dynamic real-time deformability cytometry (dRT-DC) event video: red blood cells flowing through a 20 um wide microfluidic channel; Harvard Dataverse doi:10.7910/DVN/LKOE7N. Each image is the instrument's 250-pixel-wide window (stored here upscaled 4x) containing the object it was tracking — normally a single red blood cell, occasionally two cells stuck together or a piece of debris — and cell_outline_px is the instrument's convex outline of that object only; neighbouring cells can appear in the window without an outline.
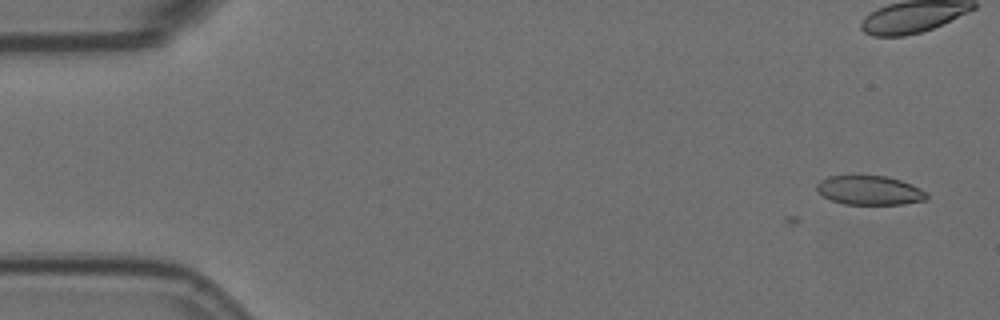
{"species": "Egyptian fruit bat (a non-hibernating species)", "species_latin": "Rousettus aegyptiacus", "temperature_condition": "room temperature", "stored_images_in_passage": 10, "camera_frame_rate_fps": 3000, "um_per_image_px": 0.085, "animal": {"sex": "female"}, "frame": {"image": 1, "passage_image": 1, "time_ms": 0.0, "image_size_px": [1000, 320], "cell_outline_px": [[928, 196], [924, 200], [904, 204], [844, 204], [832, 200], [824, 196], [816, 188], [816, 184], [820, 180], [828, 176], [884, 176], [900, 180], [912, 184], [928, 192]], "centroid_in_image_um": [73.93, 16.18], "position_along_channel_um": 11.1, "area_um2": 18.55}}
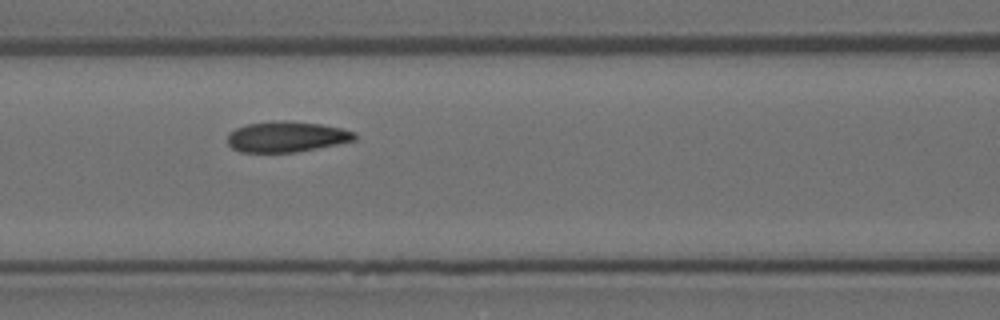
{"frame": {"image": 2, "passage_image": 8, "time_ms": 2.333, "image_size_px": [1000, 320], "cell_outline_px": [[356, 140], [296, 152], [240, 152], [232, 148], [228, 144], [228, 132], [236, 128], [248, 124], [272, 120], [284, 120], [320, 124], [340, 128], [356, 132]], "centroid_in_image_um": [24.33, 11.61], "position_along_channel_um": 142.3, "area_um2": 22.72}}
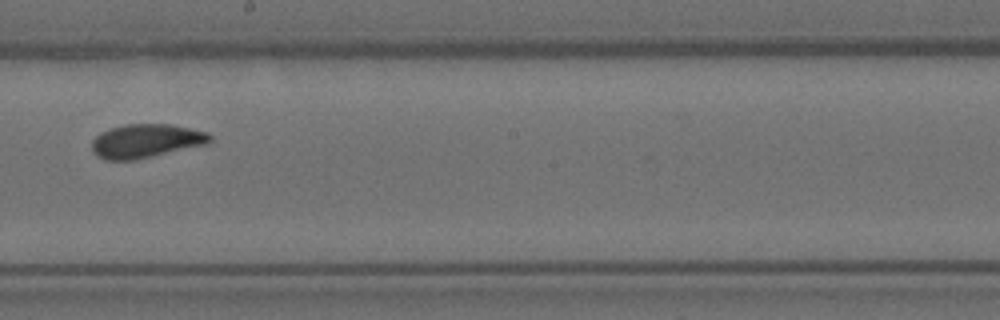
{"frame": {"image": 3, "passage_image": 10, "time_ms": 3.0, "image_size_px": [1000, 320], "cell_outline_px": [[212, 140], [208, 144], [152, 156], [132, 160], [104, 160], [96, 156], [92, 152], [92, 140], [100, 132], [124, 124], [168, 124], [208, 132], [212, 136]], "centroid_in_image_um": [12.39, 11.98], "position_along_channel_um": 235.8, "area_um2": 23.24}}